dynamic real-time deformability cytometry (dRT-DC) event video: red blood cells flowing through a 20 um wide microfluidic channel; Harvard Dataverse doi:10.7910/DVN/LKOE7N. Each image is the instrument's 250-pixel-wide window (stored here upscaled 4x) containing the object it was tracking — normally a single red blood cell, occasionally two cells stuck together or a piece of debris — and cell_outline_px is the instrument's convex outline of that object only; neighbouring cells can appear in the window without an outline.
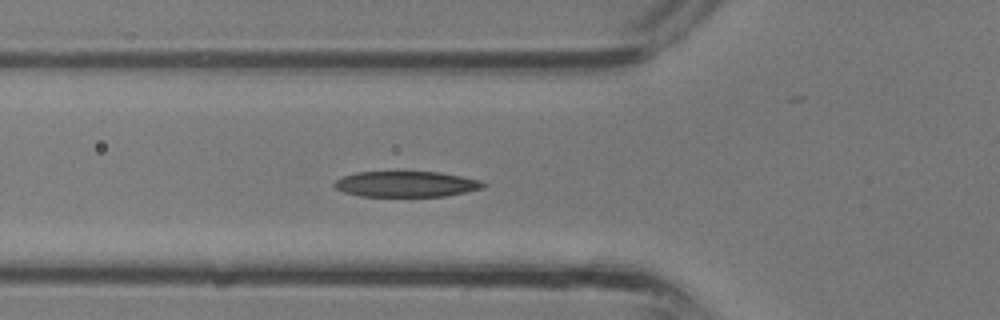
{"species": "common noctule bat (a hibernating species)", "species_latin": "Nyctalus noctula", "temperature_condition": "room temperature", "stored_images_in_passage": 33, "camera_frame_rate_fps": 3000, "um_per_image_px": 0.085, "animal": {"sex": "male", "body_mass_g": 13.3}, "frame": {"image": 1, "passage_image": 10, "time_ms": 3.0, "image_size_px": [1000, 320], "cell_outline_px": [[488, 184], [484, 188], [444, 196], [360, 196], [344, 192], [336, 188], [332, 184], [336, 180], [344, 176], [356, 172], [440, 172], [480, 180]], "centroid_in_image_um": [34.53, 15.65], "position_along_channel_um": 91.3, "area_um2": 22.2}}
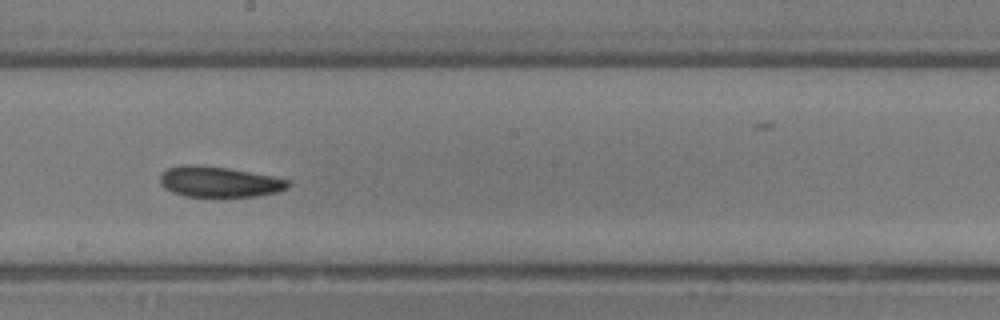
{"frame": {"image": 2, "passage_image": 17, "time_ms": 5.333, "image_size_px": [1000, 320], "cell_outline_px": [[292, 184], [288, 188], [276, 192], [256, 196], [184, 196], [172, 192], [164, 188], [160, 184], [160, 176], [168, 168], [180, 164], [196, 164], [228, 168], [272, 176], [292, 180]], "centroid_in_image_um": [18.63, 15.44], "position_along_channel_um": 229.6, "area_um2": 22.95}}
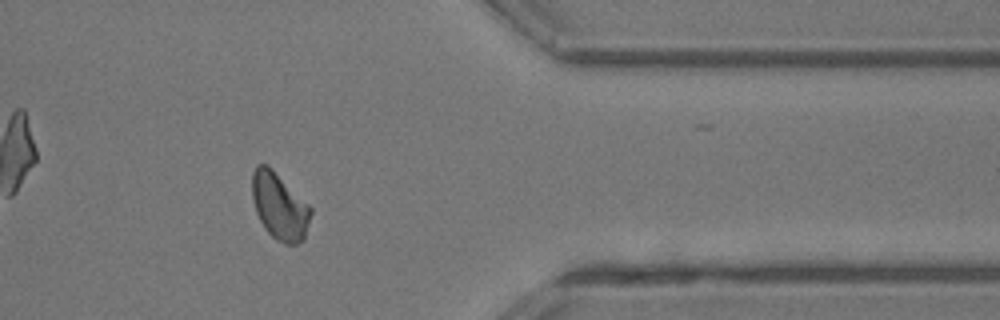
{"frame": {"image": 3, "passage_image": 26, "time_ms": 8.333, "image_size_px": [1000, 320], "cell_outline_px": [[312, 212], [304, 240], [296, 244], [284, 244], [276, 240], [264, 228], [256, 212], [252, 196], [252, 172], [256, 164], [268, 164], [312, 208]], "centroid_in_image_um": [23.75, 17.53], "position_along_channel_um": 387.6, "area_um2": 22.89}}